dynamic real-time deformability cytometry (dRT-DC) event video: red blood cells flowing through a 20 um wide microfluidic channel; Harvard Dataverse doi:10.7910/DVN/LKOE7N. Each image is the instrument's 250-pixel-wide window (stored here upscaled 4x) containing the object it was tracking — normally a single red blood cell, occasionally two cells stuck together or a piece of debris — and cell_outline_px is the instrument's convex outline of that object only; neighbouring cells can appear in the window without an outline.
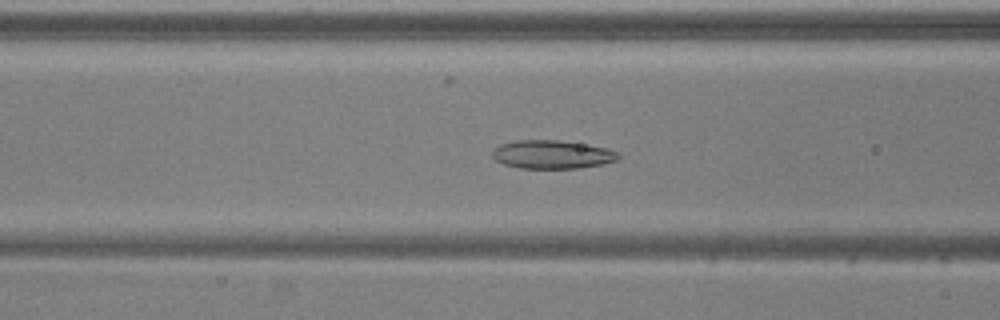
{"species": "common noctule bat (a hibernating species)", "species_latin": "Nyctalus noctula", "temperature_condition": "warm", "stored_images_in_passage": 40, "camera_frame_rate_fps": 3000, "um_per_image_px": 0.085, "animal": {"sex": "male", "body_mass_g": 20.5, "forearm_length_mm": 52.5}, "frame": {"image": 1, "passage_image": 8, "time_ms": 2.333, "image_size_px": [1000, 320], "cell_outline_px": [[620, 156], [616, 160], [604, 164], [580, 168], [520, 168], [504, 164], [496, 160], [492, 156], [492, 152], [500, 144], [516, 140], [556, 140], [604, 148], [620, 152]], "centroid_in_image_um": [46.92, 13.14], "position_along_channel_um": 119.7, "area_um2": 20.63}}
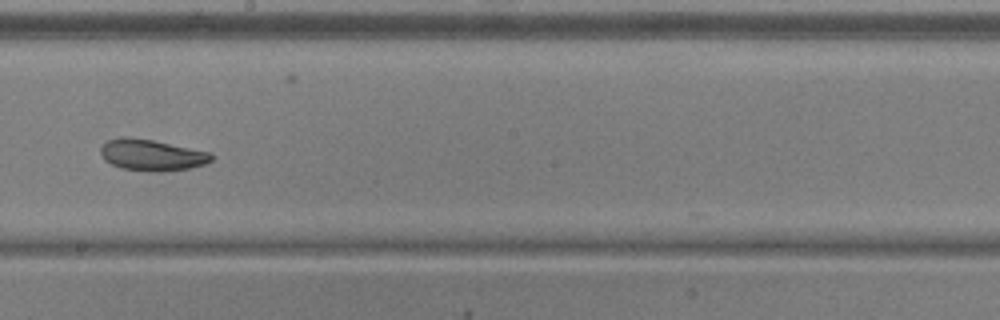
{"frame": {"image": 2, "passage_image": 17, "time_ms": 5.333, "image_size_px": [1000, 320], "cell_outline_px": [[212, 160], [204, 164], [188, 168], [160, 172], [152, 172], [120, 168], [104, 160], [100, 152], [100, 148], [108, 140], [120, 136], [124, 136], [152, 140], [212, 152]], "centroid_in_image_um": [12.88, 13.18], "position_along_channel_um": 235.3, "area_um2": 20.23}}
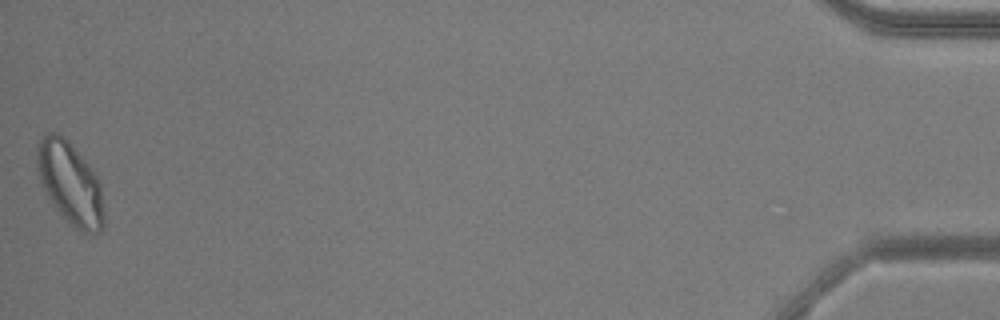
{"frame": {"image": 3, "passage_image": 40, "time_ms": 13.0, "image_size_px": [1000, 320], "cell_outline_px": [[104, 228], [100, 232], [84, 232], [76, 228], [56, 208], [48, 196], [44, 188], [36, 168], [36, 152], [40, 140], [48, 132], [56, 132], [68, 140], [96, 172], [100, 184], [104, 212]], "centroid_in_image_um": [5.99, 15.55], "position_along_channel_um": 429.2, "area_um2": 31.85}, "authors_computed_cell_mechanics": {"area_um2": 21.675, "velocity_mm_per_s": 3.8456, "shape_relaxation_time_tau1_ms": null, "shape_relaxation_time_tau2_ms": 2.9411, "deformation_change_tau1": null, "deformation_change_tau2": 0.0825}}